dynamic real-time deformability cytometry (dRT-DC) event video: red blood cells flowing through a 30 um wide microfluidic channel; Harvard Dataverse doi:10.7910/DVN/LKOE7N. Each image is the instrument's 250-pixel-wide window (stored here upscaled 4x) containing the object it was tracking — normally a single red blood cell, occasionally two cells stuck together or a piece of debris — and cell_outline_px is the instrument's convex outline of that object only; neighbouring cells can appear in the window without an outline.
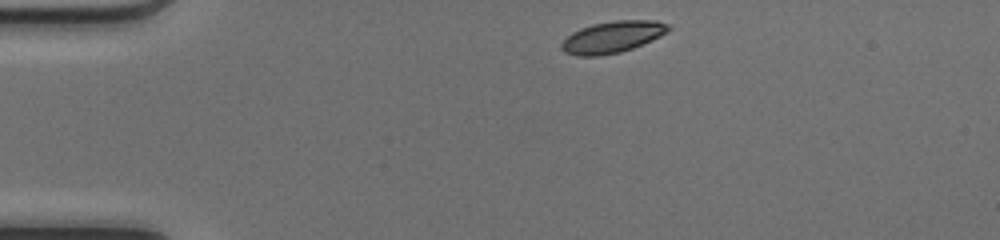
{"species": "common noctule bat (a hibernating species)", "species_latin": "Nyctalus noctula", "temperature_condition": "cold", "stored_images_in_passage": 41, "camera_frame_rate_fps": 3000, "um_per_image_px": 0.085, "animal": {"sex": "female", "body_mass_g": 17.0, "forearm_length_mm": 48.0}, "frame": {"image": 1, "passage_image": 1, "time_ms": 0.0, "image_size_px": [1000, 240], "cell_outline_px": [[672, 28], [668, 32], [652, 40], [632, 48], [620, 52], [596, 56], [576, 56], [564, 52], [560, 48], [560, 44], [572, 32], [580, 28], [592, 24], [612, 20], [656, 20], [668, 24]], "centroid_in_image_um": [52.05, 3.13], "position_along_channel_um": 32.9, "area_um2": 19.83}}
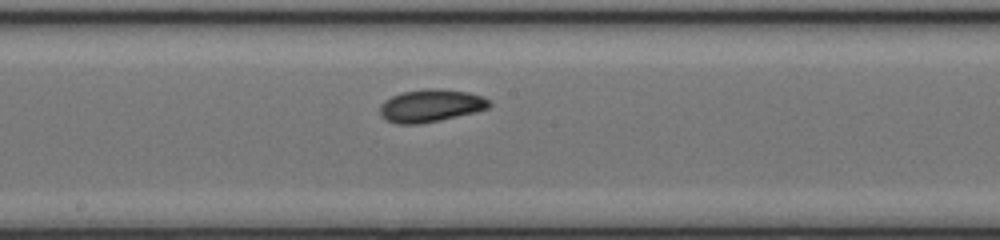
{"frame": {"image": 2, "passage_image": 18, "time_ms": 5.667, "image_size_px": [1000, 240], "cell_outline_px": [[492, 104], [488, 108], [476, 112], [440, 120], [420, 124], [396, 124], [380, 116], [380, 104], [384, 100], [392, 96], [404, 92], [428, 88], [432, 88], [468, 92], [480, 96], [488, 100]], "centroid_in_image_um": [36.59, 8.99], "position_along_channel_um": 211.6, "area_um2": 20.69}}
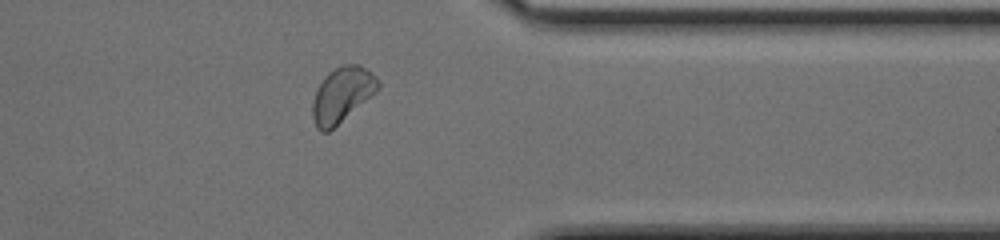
{"frame": {"image": 3, "passage_image": 31, "time_ms": 10.0, "image_size_px": [1000, 240], "cell_outline_px": [[380, 88], [376, 92], [328, 132], [320, 132], [316, 128], [312, 116], [312, 100], [324, 76], [328, 72], [344, 64], [360, 64], [372, 72], [380, 80]], "centroid_in_image_um": [29.08, 8.04], "position_along_channel_um": 382.3, "area_um2": 21.04}, "authors_computed_cell_mechanics": {"area_um2": 20.4034, "velocity_mm_per_s": 4.1403, "shape_relaxation_time_tau1_ms": 3.6932, "shape_relaxation_time_tau2_ms": 11.38, "deformation_change_tau1": 0.1012, "deformation_change_tau2": 0.1324}}